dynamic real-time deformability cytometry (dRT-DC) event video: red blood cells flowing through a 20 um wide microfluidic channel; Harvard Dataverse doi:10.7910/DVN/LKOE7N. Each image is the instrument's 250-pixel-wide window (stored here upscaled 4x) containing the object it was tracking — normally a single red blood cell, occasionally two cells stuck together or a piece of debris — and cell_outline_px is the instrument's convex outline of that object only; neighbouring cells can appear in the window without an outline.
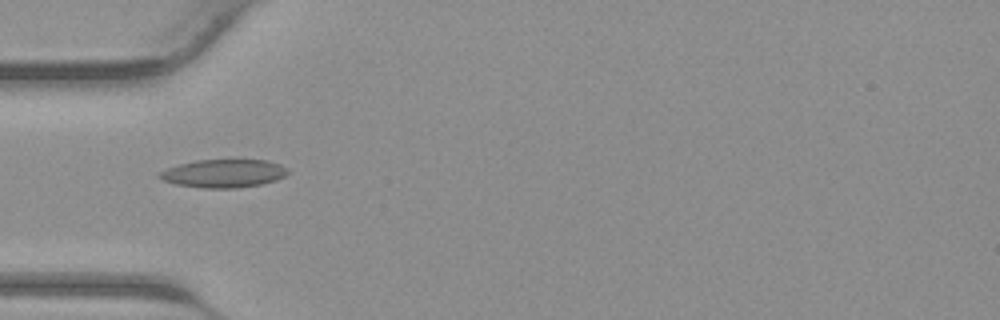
{"species": "common noctule bat (a hibernating species)", "species_latin": "Nyctalus noctula", "temperature_condition": "warm", "stored_images_in_passage": 41, "camera_frame_rate_fps": 3000, "um_per_image_px": 0.085, "animal": {"sex": "male", "body_mass_g": 23.1, "forearm_length_mm": 52.7}, "frame": {"image": 1, "passage_image": 13, "time_ms": 4.0, "image_size_px": [1000, 320], "cell_outline_px": [[288, 172], [284, 176], [276, 180], [260, 184], [236, 188], [200, 188], [176, 184], [164, 180], [156, 176], [160, 172], [168, 168], [180, 164], [196, 160], [268, 160], [280, 164], [288, 168]], "centroid_in_image_um": [19.02, 14.74], "position_along_channel_um": 66.0, "area_um2": 20.98}}
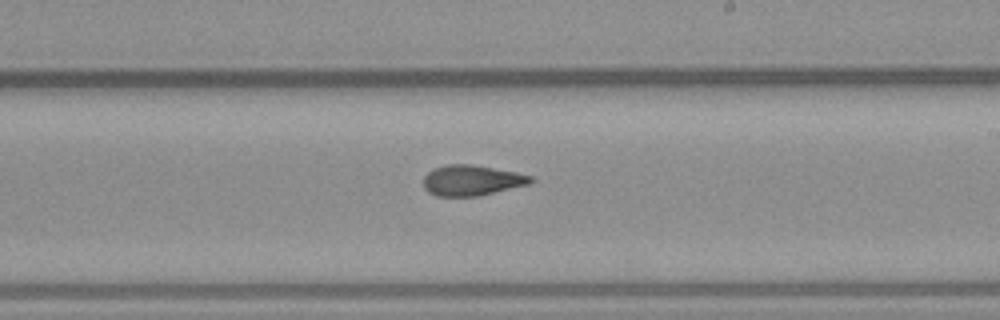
{"frame": {"image": 2, "passage_image": 24, "time_ms": 7.667, "image_size_px": [1000, 320], "cell_outline_px": [[536, 180], [528, 184], [480, 196], [436, 196], [428, 192], [424, 188], [424, 176], [428, 172], [436, 168], [448, 164], [472, 164], [516, 172], [532, 176]], "centroid_in_image_um": [40.11, 15.33], "position_along_channel_um": 248.9, "area_um2": 19.07}}
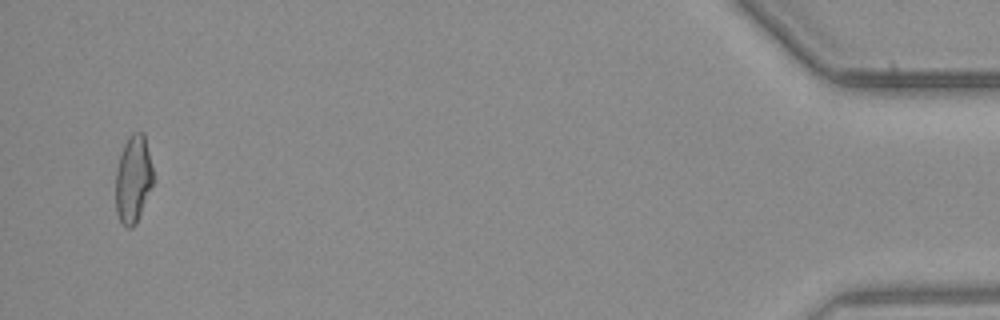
{"frame": {"image": 3, "passage_image": 40, "time_ms": 13.0, "image_size_px": [1000, 320], "cell_outline_px": [[156, 180], [136, 224], [132, 228], [128, 228], [120, 220], [116, 212], [116, 168], [124, 144], [128, 136], [132, 132], [144, 132]], "centroid_in_image_um": [11.36, 15.22], "position_along_channel_um": 423.8, "area_um2": 19.59}}